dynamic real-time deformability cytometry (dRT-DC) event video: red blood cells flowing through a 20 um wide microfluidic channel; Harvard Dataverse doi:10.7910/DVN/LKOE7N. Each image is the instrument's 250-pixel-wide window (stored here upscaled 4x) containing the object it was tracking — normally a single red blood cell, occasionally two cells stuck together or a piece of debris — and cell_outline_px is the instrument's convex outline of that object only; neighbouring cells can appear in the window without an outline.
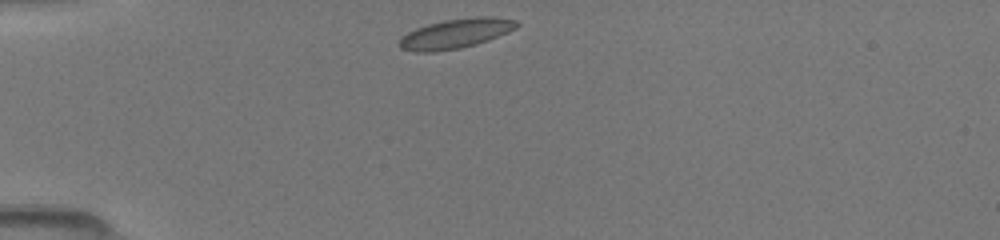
{"species": "common noctule bat (a hibernating species)", "species_latin": "Nyctalus noctula", "temperature_condition": "room temperature", "stored_images_in_passage": 21, "camera_frame_rate_fps": 3000, "um_per_image_px": 0.085, "animal": {"sex": "female", "body_mass_g": 19.5, "forearm_length_mm": 54.1}, "frame": {"image": 1, "passage_image": 1, "time_ms": 0.0, "image_size_px": [1000, 240], "cell_outline_px": [[520, 24], [516, 28], [508, 32], [488, 40], [476, 44], [460, 48], [432, 52], [416, 52], [400, 48], [396, 44], [408, 32], [416, 28], [428, 24], [444, 20], [476, 16], [488, 16], [516, 20]], "centroid_in_image_um": [38.73, 2.85], "position_along_channel_um": 46.3, "area_um2": 20.23}}
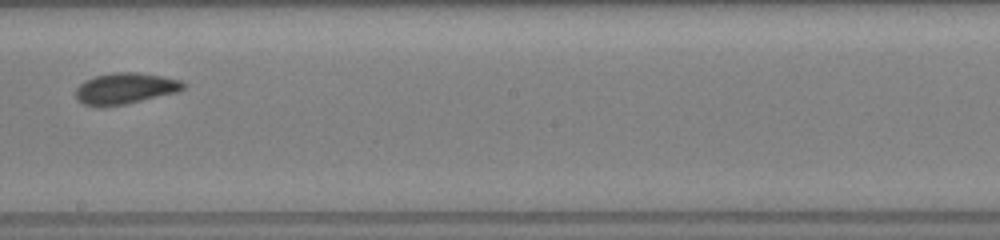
{"frame": {"image": 2, "passage_image": 10, "time_ms": 5.333, "image_size_px": [1000, 240], "cell_outline_px": [[188, 84], [184, 88], [176, 92], [124, 104], [100, 108], [84, 104], [76, 100], [76, 88], [84, 80], [96, 76], [112, 72], [136, 72], [160, 76], [180, 80]], "centroid_in_image_um": [10.6, 7.52], "position_along_channel_um": 237.6, "area_um2": 19.54}}
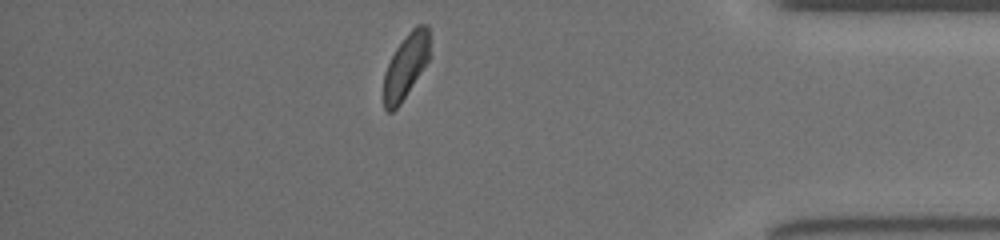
{"frame": {"image": 3, "passage_image": 18, "time_ms": 10.0, "image_size_px": [1000, 240], "cell_outline_px": [[428, 60], [400, 104], [392, 112], [388, 112], [384, 108], [384, 72], [396, 48], [408, 32], [416, 24], [428, 24]], "centroid_in_image_um": [34.47, 5.61], "position_along_channel_um": 400.7, "area_um2": 16.88}}